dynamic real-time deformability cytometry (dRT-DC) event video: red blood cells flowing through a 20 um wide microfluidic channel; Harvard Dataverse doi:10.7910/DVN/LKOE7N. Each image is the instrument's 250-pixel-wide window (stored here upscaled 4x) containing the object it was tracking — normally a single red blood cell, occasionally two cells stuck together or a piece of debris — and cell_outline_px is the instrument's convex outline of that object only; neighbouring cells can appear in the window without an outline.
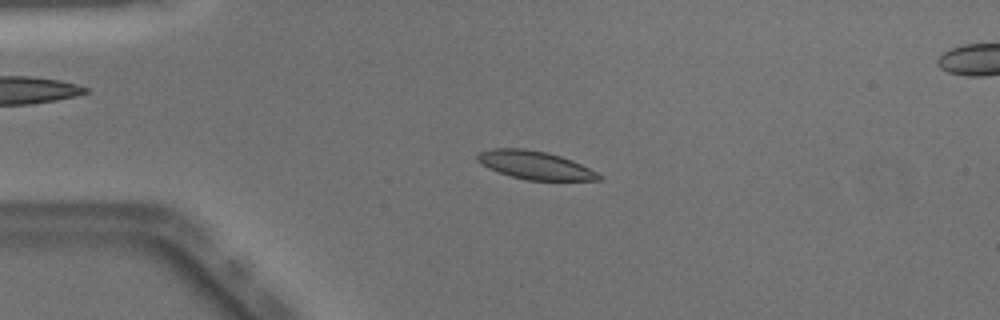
{"species": "Egyptian fruit bat (a non-hibernating species)", "species_latin": "Rousettus aegyptiacus", "temperature_condition": "warm", "stored_images_in_passage": 49, "camera_frame_rate_fps": 3000, "um_per_image_px": 0.085, "animal": {"sex": "male"}, "frame": {"image": 1, "passage_image": 11, "time_ms": 3.333, "image_size_px": [1000, 320], "cell_outline_px": [[604, 176], [600, 180], [528, 180], [512, 176], [488, 168], [480, 164], [476, 160], [476, 156], [480, 152], [492, 148], [524, 148], [548, 152], [572, 160]], "centroid_in_image_um": [45.45, 14.03], "position_along_channel_um": 39.5, "area_um2": 19.88}}
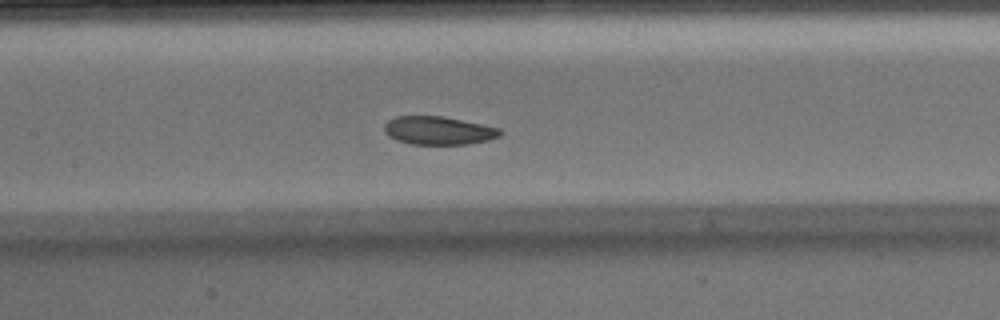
{"frame": {"image": 2, "passage_image": 23, "time_ms": 7.333, "image_size_px": [1000, 320], "cell_outline_px": [[504, 132], [500, 136], [488, 140], [468, 144], [408, 144], [396, 140], [388, 136], [384, 132], [384, 124], [388, 120], [396, 116], [444, 116], [500, 128]], "centroid_in_image_um": [37.26, 11.09], "position_along_channel_um": 170.1, "area_um2": 19.25}}
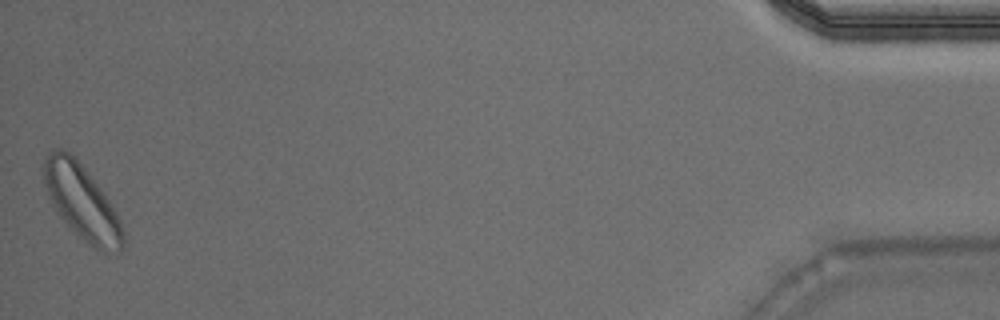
{"frame": {"image": 3, "passage_image": 49, "time_ms": 16.0, "image_size_px": [1000, 320], "cell_outline_px": [[124, 248], [116, 256], [108, 256], [88, 244], [68, 228], [56, 212], [52, 204], [44, 184], [40, 168], [44, 156], [52, 148], [64, 148], [84, 168], [104, 192], [116, 212], [120, 220], [124, 232]], "centroid_in_image_um": [6.94, 17.22], "position_along_channel_um": 428.3, "area_um2": 35.55}, "authors_computed_cell_mechanics": {"area_um2": 20.23, "velocity_mm_per_s": 4.0192, "shape_relaxation_time_tau1_ms": 3.3972, "shape_relaxation_time_tau2_ms": 3.9937, "deformation_change_tau1": 0.1018, "deformation_change_tau2": 0.1065}}